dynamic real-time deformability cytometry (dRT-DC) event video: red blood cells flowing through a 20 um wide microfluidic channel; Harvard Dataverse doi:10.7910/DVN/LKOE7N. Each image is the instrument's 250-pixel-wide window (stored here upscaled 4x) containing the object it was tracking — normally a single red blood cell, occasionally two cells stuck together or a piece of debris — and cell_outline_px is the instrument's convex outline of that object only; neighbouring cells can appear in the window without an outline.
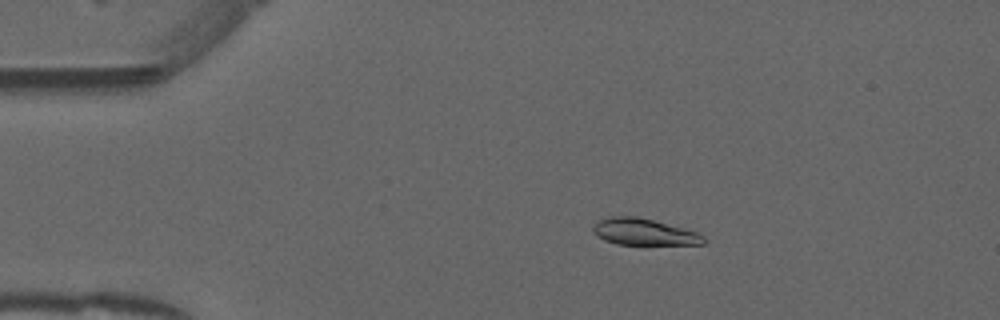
{"species": "common noctule bat (a hibernating species)", "species_latin": "Nyctalus noctula", "temperature_condition": "warm", "stored_images_in_passage": 44, "camera_frame_rate_fps": 3000, "um_per_image_px": 0.085, "animal": {"sex": "male", "forearm_length_mm": 52.5}, "frame": {"image": 1, "passage_image": 2, "time_ms": 0.333, "image_size_px": [1000, 320], "cell_outline_px": [[704, 244], [616, 244], [604, 240], [592, 228], [600, 220], [612, 216], [636, 216], [652, 220], [696, 232], [704, 236]], "centroid_in_image_um": [54.73, 19.71], "position_along_channel_um": 30.3, "area_um2": 16.53}}
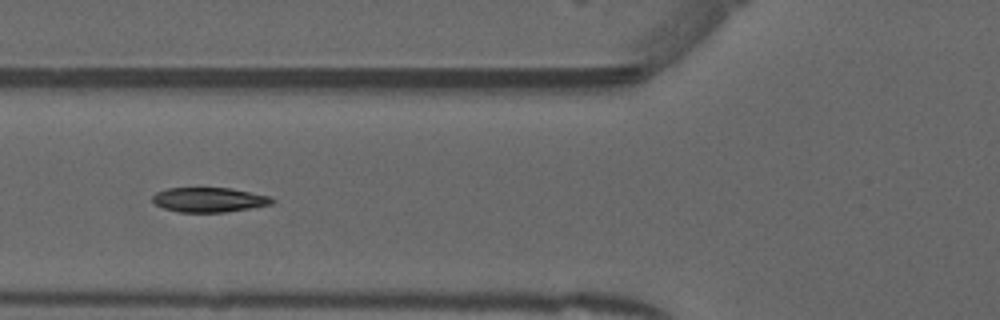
{"frame": {"image": 2, "passage_image": 12, "time_ms": 3.667, "image_size_px": [1000, 320], "cell_outline_px": [[276, 200], [272, 204], [224, 212], [180, 212], [164, 208], [156, 204], [152, 200], [152, 196], [156, 192], [168, 188], [228, 188], [272, 196]], "centroid_in_image_um": [17.78, 16.97], "position_along_channel_um": 108.0, "area_um2": 17.05}}
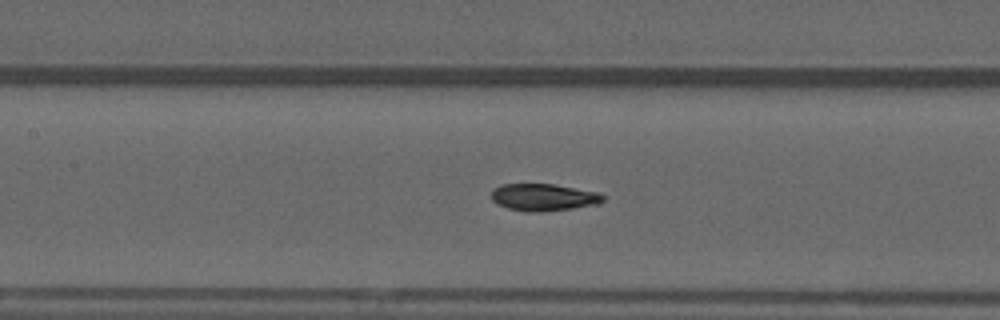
{"frame": {"image": 3, "passage_image": 16, "time_ms": 5.0, "image_size_px": [1000, 320], "cell_outline_px": [[604, 200], [600, 204], [544, 212], [528, 212], [508, 208], [496, 204], [492, 200], [492, 188], [500, 184], [552, 184], [596, 192], [604, 196]], "centroid_in_image_um": [46.16, 16.77], "position_along_channel_um": 161.2, "area_um2": 17.69}, "authors_computed_cell_mechanics": {"area_um2": 17.7446, "velocity_mm_per_s": 3.9542, "shape_relaxation_time_tau1_ms": 3.9552, "shape_relaxation_time_tau2_ms": 6.7059, "deformation_change_tau1": 0.1312, "deformation_change_tau2": 0.1211}}